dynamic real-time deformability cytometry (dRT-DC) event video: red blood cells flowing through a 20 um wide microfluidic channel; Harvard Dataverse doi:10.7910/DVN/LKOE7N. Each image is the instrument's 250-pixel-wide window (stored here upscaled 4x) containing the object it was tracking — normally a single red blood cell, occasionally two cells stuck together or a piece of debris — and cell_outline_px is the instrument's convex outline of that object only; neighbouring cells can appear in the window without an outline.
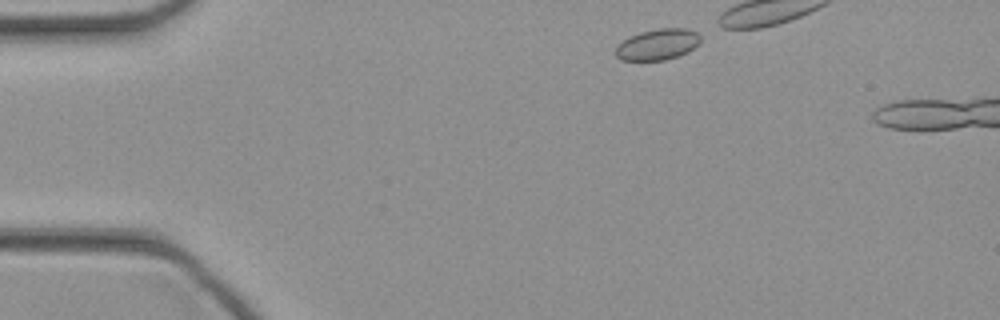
{"species": "common noctule bat (a hibernating species)", "species_latin": "Nyctalus noctula", "temperature_condition": "cold", "stored_images_in_passage": 4, "camera_frame_rate_fps": 3000, "um_per_image_px": 0.085, "animal": {"sex": "female", "body_mass_g": 21.9}, "frame": {"image": 1, "passage_image": 1, "time_ms": 0.0, "image_size_px": [1000, 320], "cell_outline_px": [[700, 44], [688, 52], [664, 60], [620, 60], [612, 52], [616, 44], [640, 32], [660, 28], [688, 28], [696, 32], [700, 36]], "centroid_in_image_um": [55.87, 3.78], "position_along_channel_um": 29.1, "area_um2": 15.49}}